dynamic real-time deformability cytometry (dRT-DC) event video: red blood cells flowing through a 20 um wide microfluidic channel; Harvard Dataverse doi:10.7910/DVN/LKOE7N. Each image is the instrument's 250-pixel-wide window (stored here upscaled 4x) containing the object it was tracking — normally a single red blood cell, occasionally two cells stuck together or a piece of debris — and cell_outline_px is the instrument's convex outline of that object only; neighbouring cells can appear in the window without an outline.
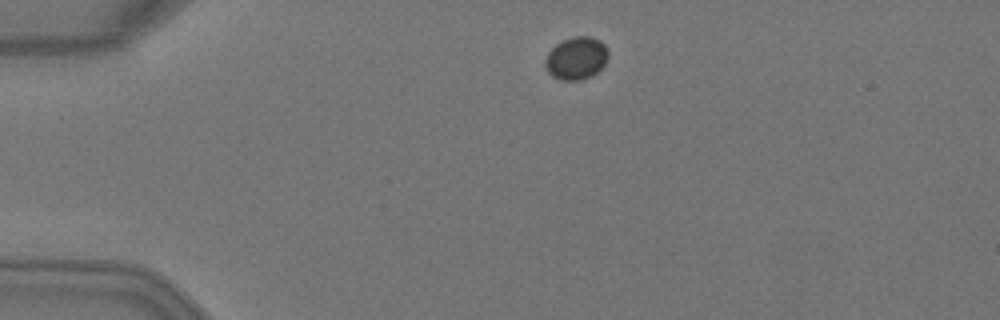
{"species": "Egyptian fruit bat (a non-hibernating species)", "species_latin": "Rousettus aegyptiacus", "temperature_condition": "warm", "stored_images_in_passage": 2, "camera_frame_rate_fps": 3000, "um_per_image_px": 0.085, "animal": {"sex": "female"}, "frame": {"image": 1, "passage_image": 1, "time_ms": 0.0, "image_size_px": [1000, 320], "cell_outline_px": [[608, 56], [604, 64], [592, 76], [580, 80], [560, 80], [552, 76], [548, 72], [544, 64], [544, 60], [548, 52], [560, 40], [572, 36], [588, 36], [600, 40], [608, 48]], "centroid_in_image_um": [48.96, 4.93], "position_along_channel_um": 36.0, "area_um2": 15.84}}